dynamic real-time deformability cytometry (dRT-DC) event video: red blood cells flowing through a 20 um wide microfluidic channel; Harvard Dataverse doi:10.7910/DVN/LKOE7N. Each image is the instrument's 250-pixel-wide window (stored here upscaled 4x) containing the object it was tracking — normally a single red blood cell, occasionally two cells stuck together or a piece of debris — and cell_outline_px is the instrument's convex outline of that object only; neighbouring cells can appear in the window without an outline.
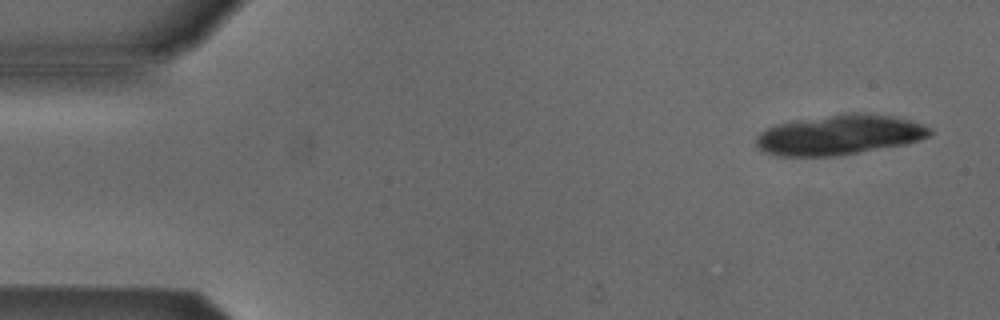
{"species": "Egyptian fruit bat (a non-hibernating species)", "species_latin": "Rousettus aegyptiacus", "temperature_condition": "cold", "stored_images_in_passage": 5, "camera_frame_rate_fps": 3000, "um_per_image_px": 0.085, "animal": {"sex": "male"}, "frame": {"image": 1, "passage_image": 1, "time_ms": 0.0, "image_size_px": [1000, 320], "cell_outline_px": [[932, 132], [928, 136], [920, 140], [904, 144], [836, 156], [776, 156], [764, 152], [756, 144], [756, 136], [760, 132], [776, 124], [792, 120], [852, 112], [864, 112], [892, 116], [908, 120], [932, 128]], "centroid_in_image_um": [71.32, 11.45], "position_along_channel_um": 13.7, "area_um2": 40.52}}